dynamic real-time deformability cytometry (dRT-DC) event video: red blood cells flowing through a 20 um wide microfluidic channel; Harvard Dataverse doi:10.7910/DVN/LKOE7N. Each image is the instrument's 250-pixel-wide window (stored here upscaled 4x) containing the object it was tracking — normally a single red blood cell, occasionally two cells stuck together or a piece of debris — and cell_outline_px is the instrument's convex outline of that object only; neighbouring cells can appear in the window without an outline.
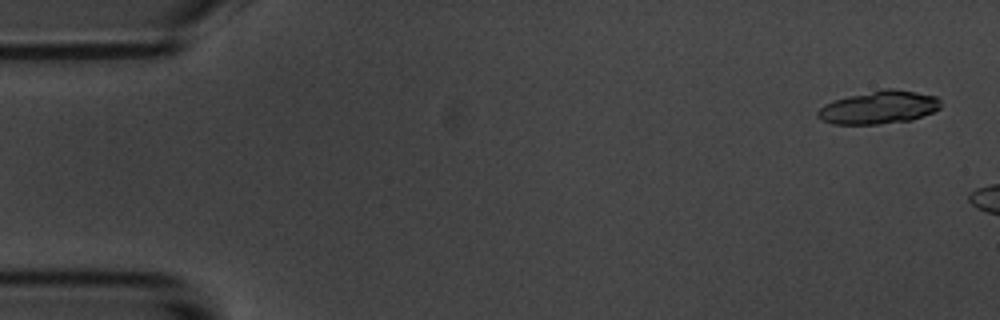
{"species": "common noctule bat (a hibernating species)", "species_latin": "Nyctalus noctula", "temperature_condition": "room temperature", "stored_images_in_passage": 6, "camera_frame_rate_fps": 3000, "um_per_image_px": 0.085, "animal": {"sex": "male", "body_mass_g": 20.1, "forearm_length_mm": 53.5}, "frame": {"image": 1, "passage_image": 1, "time_ms": 0.0, "image_size_px": [1000, 320], "cell_outline_px": [[940, 108], [932, 112], [912, 120], [876, 124], [832, 124], [816, 116], [816, 112], [824, 104], [848, 96], [884, 88], [892, 88], [916, 92], [936, 96], [940, 100]], "centroid_in_image_um": [74.71, 9.12], "position_along_channel_um": 10.3, "area_um2": 23.52}}